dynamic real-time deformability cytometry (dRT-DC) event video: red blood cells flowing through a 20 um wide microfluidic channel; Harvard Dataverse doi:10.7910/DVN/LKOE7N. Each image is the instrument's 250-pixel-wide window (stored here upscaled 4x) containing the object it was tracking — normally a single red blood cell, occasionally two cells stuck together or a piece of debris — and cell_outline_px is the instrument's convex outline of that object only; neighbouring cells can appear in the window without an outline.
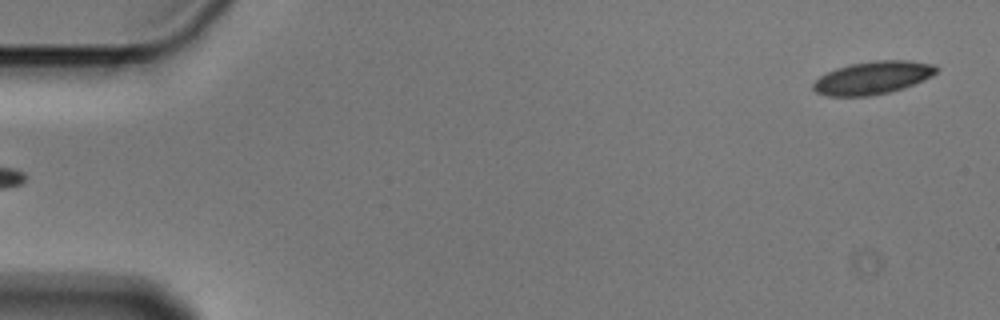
{"species": "Egyptian fruit bat (a non-hibernating species)", "species_latin": "Rousettus aegyptiacus", "temperature_condition": "cold", "stored_images_in_passage": 6, "segment_of_instrument_passage": [2, 2], "camera_frame_rate_fps": 3000, "um_per_image_px": 0.085, "animal": {"sex": "male"}, "frame": {"image": 1, "passage_image": 6, "time_ms": 1.667, "image_size_px": [1000, 320], "cell_outline_px": [[940, 68], [932, 76], [924, 80], [904, 88], [888, 92], [868, 96], [828, 96], [816, 92], [812, 88], [812, 84], [820, 76], [836, 68], [848, 64], [872, 60], [908, 60], [936, 64]], "centroid_in_image_um": [74.21, 6.59], "position_along_channel_um": 10.8, "area_um2": 23.81}}